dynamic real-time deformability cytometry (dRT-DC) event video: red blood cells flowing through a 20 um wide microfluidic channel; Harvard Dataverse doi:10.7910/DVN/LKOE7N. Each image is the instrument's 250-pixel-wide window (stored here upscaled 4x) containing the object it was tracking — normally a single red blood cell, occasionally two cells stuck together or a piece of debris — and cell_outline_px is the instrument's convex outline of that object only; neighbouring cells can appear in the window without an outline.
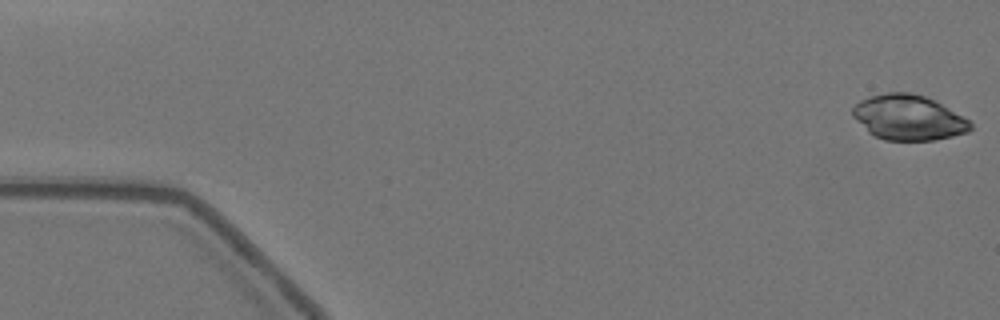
{"species": "Egyptian fruit bat (a non-hibernating species)", "species_latin": "Rousettus aegyptiacus", "temperature_condition": "warm", "stored_images_in_passage": 57, "camera_frame_rate_fps": 3000, "um_per_image_px": 0.085, "animal": {"sex": "female"}, "frame": {"image": 1, "passage_image": 1, "time_ms": 0.0, "image_size_px": [1000, 320], "cell_outline_px": [[972, 128], [968, 132], [952, 136], [932, 140], [884, 140], [868, 132], [852, 116], [852, 108], [860, 100], [872, 96], [888, 92], [912, 92], [924, 96], [940, 104], [968, 120], [972, 124]], "centroid_in_image_um": [77.18, 9.99], "position_along_channel_um": 7.8, "area_um2": 30.58}}
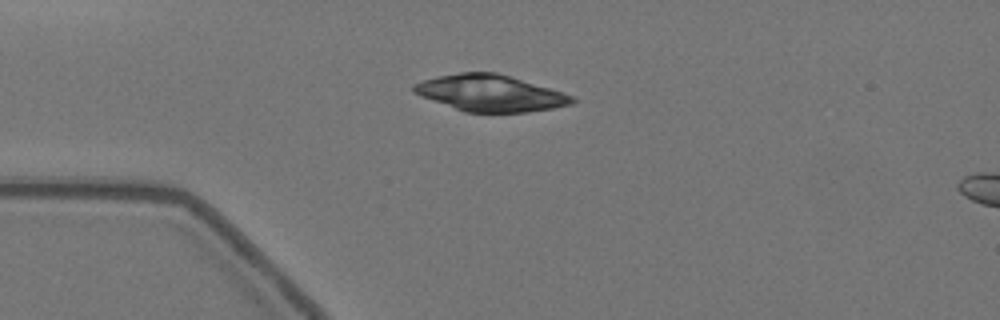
{"frame": {"image": 2, "passage_image": 14, "time_ms": 4.333, "image_size_px": [1000, 320], "cell_outline_px": [[576, 100], [572, 104], [552, 108], [528, 112], [464, 112], [420, 96], [412, 92], [412, 84], [436, 76], [460, 72], [496, 72], [576, 96]], "centroid_in_image_um": [41.65, 7.91], "position_along_channel_um": 43.4, "area_um2": 33.64}}
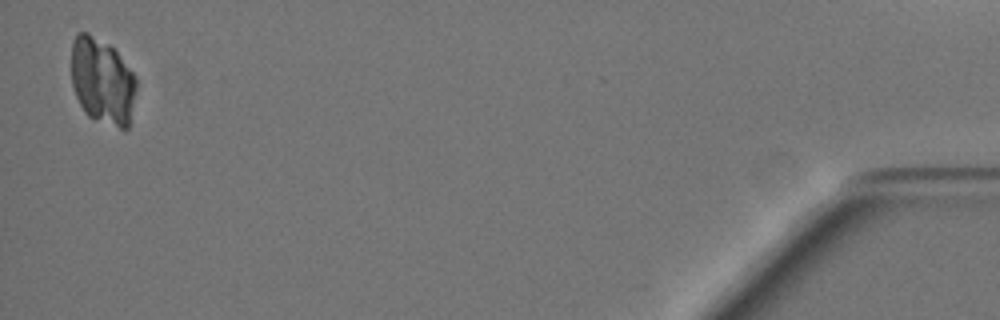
{"frame": {"image": 3, "passage_image": 56, "time_ms": 18.333, "image_size_px": [1000, 320], "cell_outline_px": [[136, 88], [128, 128], [124, 132], [92, 120], [84, 112], [76, 96], [72, 84], [72, 40], [80, 32], [88, 32], [108, 44], [116, 52], [136, 76]], "centroid_in_image_um": [8.7, 6.96], "position_along_channel_um": 426.5, "area_um2": 33.0}}